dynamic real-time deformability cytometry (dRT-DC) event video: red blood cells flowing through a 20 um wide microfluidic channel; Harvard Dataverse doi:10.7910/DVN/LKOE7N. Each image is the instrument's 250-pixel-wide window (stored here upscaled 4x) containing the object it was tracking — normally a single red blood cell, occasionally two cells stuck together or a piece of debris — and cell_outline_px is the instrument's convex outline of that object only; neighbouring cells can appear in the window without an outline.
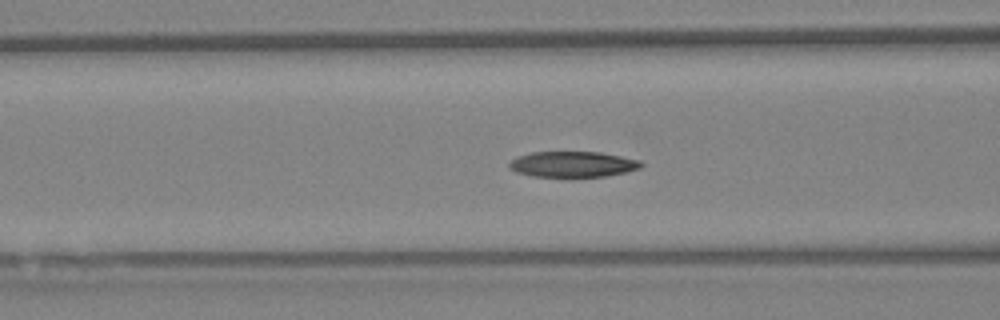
{"species": "Egyptian fruit bat (a non-hibernating species)", "species_latin": "Rousettus aegyptiacus", "temperature_condition": "warm", "stored_images_in_passage": 37, "camera_frame_rate_fps": 3000, "um_per_image_px": 0.085, "animal": {"sex": "female"}, "frame": {"image": 1, "passage_image": 11, "time_ms": 3.333, "image_size_px": [1000, 320], "cell_outline_px": [[644, 164], [640, 168], [624, 172], [604, 176], [532, 176], [516, 172], [508, 168], [508, 164], [512, 160], [520, 156], [532, 152], [600, 152], [640, 160]], "centroid_in_image_um": [48.68, 13.95], "position_along_channel_um": 117.9, "area_um2": 19.48}}
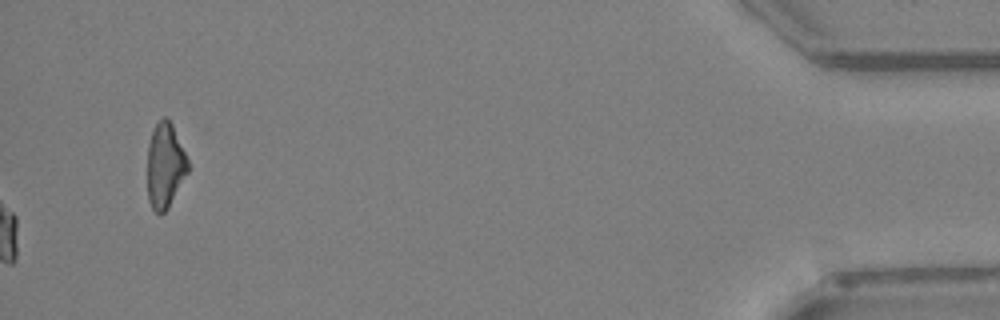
{"frame": {"image": 2, "passage_image": 37, "time_ms": 12.0, "image_size_px": [1000, 320], "cell_outline_px": [[188, 172], [168, 208], [160, 216], [152, 208], [148, 200], [148, 144], [152, 132], [156, 124], [164, 116], [172, 124], [188, 160]], "centroid_in_image_um": [14.03, 14.1], "position_along_channel_um": 421.2, "area_um2": 19.88}}